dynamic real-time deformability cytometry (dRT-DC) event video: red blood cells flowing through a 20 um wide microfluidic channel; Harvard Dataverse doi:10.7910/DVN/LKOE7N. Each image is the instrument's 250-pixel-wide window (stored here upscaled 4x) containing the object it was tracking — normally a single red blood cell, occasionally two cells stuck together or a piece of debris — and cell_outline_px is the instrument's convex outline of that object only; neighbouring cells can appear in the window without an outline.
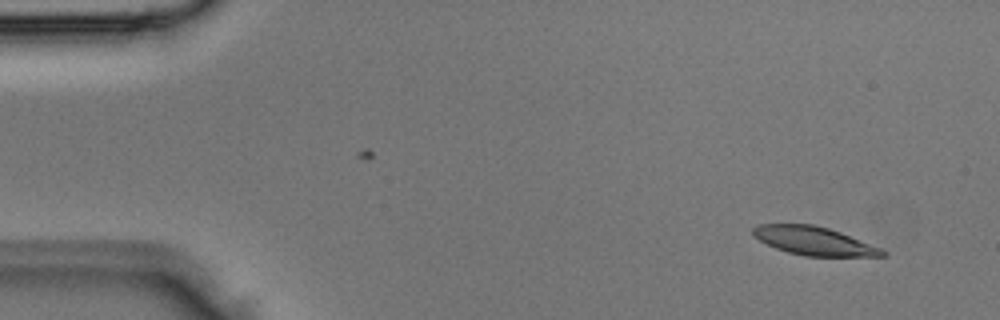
{"species": "Egyptian fruit bat (a non-hibernating species)", "species_latin": "Rousettus aegyptiacus", "temperature_condition": "room temperature", "stored_images_in_passage": 3, "camera_frame_rate_fps": 3000, "um_per_image_px": 0.085, "animal": {"sex": "male"}, "frame": {"image": 1, "passage_image": 3, "time_ms": 0.667, "image_size_px": [1000, 320], "cell_outline_px": [[888, 252], [884, 256], [804, 256], [788, 252], [776, 248], [752, 236], [752, 228], [760, 224], [812, 224], [828, 228], [840, 232], [880, 248]], "centroid_in_image_um": [69.16, 20.47], "position_along_channel_um": 15.8, "area_um2": 21.21}}